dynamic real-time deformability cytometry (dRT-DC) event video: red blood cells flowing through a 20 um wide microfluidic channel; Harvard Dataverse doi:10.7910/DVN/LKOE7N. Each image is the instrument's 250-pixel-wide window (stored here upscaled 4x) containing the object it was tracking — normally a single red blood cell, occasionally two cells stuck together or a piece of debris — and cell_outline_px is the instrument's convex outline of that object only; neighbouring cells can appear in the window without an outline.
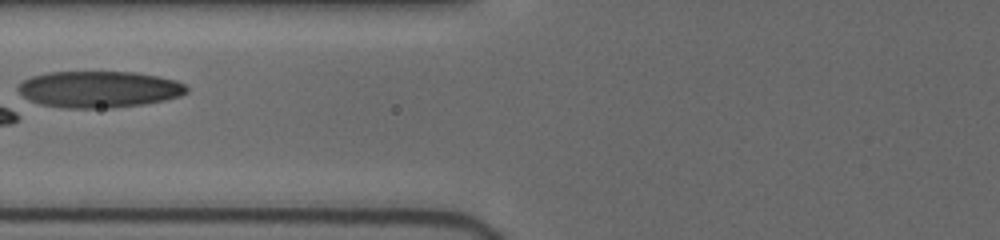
{"species": "human", "species_latin": "Homo sapiens", "temperature_condition": "cold", "stored_images_in_passage": 17, "camera_frame_rate_fps": 3000, "um_per_image_px": 0.085, "donor": {"sex": "female"}, "frame": {"image": 1, "passage_image": 10, "time_ms": 7.0, "image_size_px": [1000, 240], "cell_outline_px": [[188, 92], [180, 96], [164, 100], [144, 104], [112, 108], [68, 108], [40, 104], [24, 96], [16, 88], [24, 80], [32, 76], [48, 72], [136, 72], [176, 80], [184, 84], [188, 88]], "centroid_in_image_um": [8.44, 7.59], "position_along_channel_um": 117.4, "area_um2": 35.78}}
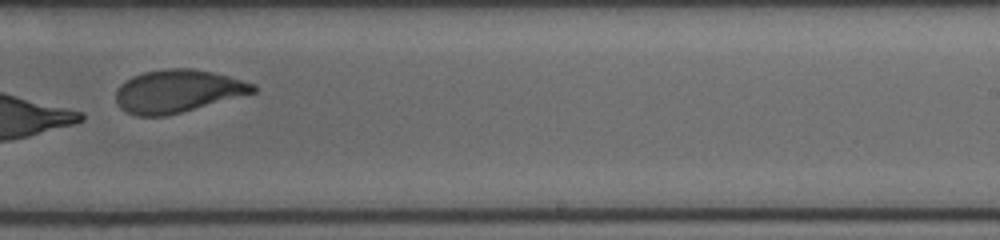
{"frame": {"image": 2, "passage_image": 15, "time_ms": 11.0, "image_size_px": [1000, 240], "cell_outline_px": [[256, 92], [180, 112], [164, 116], [136, 116], [120, 108], [116, 104], [116, 88], [120, 84], [132, 76], [144, 72], [168, 68], [192, 68], [212, 72], [228, 76], [256, 84]], "centroid_in_image_um": [15.06, 7.74], "position_along_channel_um": 273.9, "area_um2": 34.04}}